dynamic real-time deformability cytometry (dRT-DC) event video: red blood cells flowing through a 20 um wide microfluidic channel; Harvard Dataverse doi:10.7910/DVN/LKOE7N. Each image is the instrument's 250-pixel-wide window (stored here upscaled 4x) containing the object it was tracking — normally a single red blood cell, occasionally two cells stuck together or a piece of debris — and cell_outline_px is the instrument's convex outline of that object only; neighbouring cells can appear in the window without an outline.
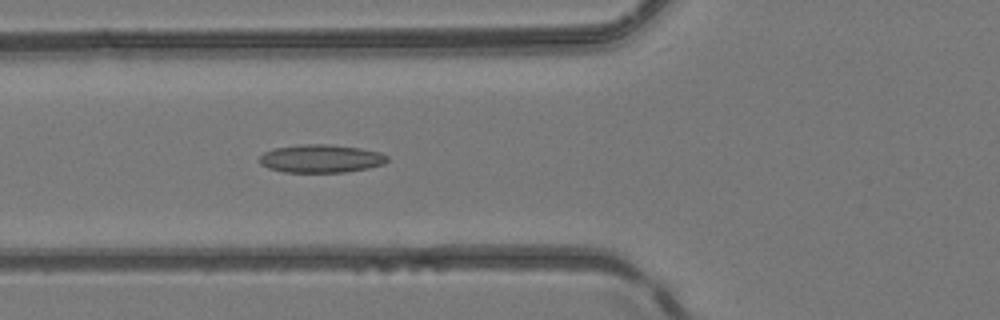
{"species": "common noctule bat (a hibernating species)", "species_latin": "Nyctalus noctula", "temperature_condition": "room temperature", "stored_images_in_passage": 47, "camera_frame_rate_fps": 3000, "um_per_image_px": 0.085, "animal": {"sex": "female", "body_mass_g": 24.6, "forearm_length_mm": 56.2}, "frame": {"image": 1, "passage_image": 16, "time_ms": 5.0, "image_size_px": [1000, 320], "cell_outline_px": [[388, 160], [384, 164], [368, 168], [344, 172], [284, 172], [268, 168], [260, 164], [256, 160], [264, 152], [272, 148], [300, 144], [328, 144], [360, 148], [380, 152], [388, 156]], "centroid_in_image_um": [27.24, 13.47], "position_along_channel_um": 98.6, "area_um2": 21.15}}
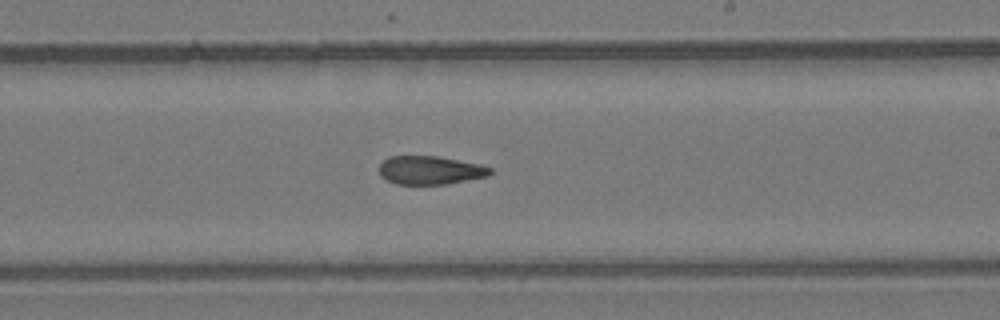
{"frame": {"image": 2, "passage_image": 27, "time_ms": 8.667, "image_size_px": [1000, 320], "cell_outline_px": [[492, 172], [488, 176], [448, 184], [396, 184], [384, 180], [380, 176], [380, 164], [388, 156], [436, 156], [480, 164], [492, 168]], "centroid_in_image_um": [36.55, 14.47], "position_along_channel_um": 252.5, "area_um2": 18.5}}
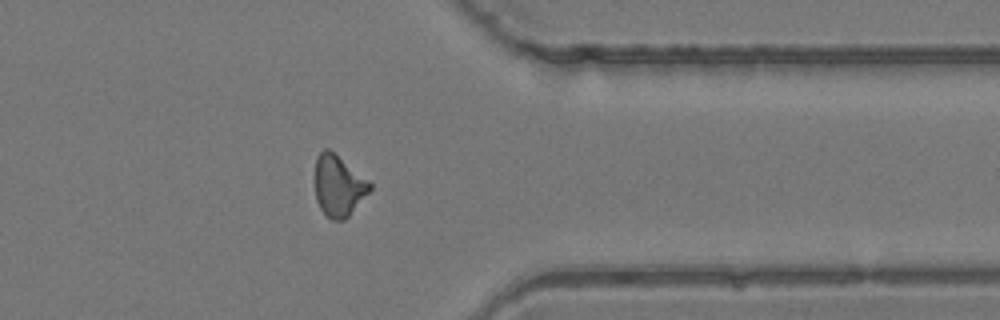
{"frame": {"image": 3, "passage_image": 37, "time_ms": 12.0, "image_size_px": [1000, 320], "cell_outline_px": [[372, 188], [348, 216], [344, 220], [332, 220], [320, 208], [316, 200], [316, 156], [324, 148], [328, 148], [368, 180], [372, 184]], "centroid_in_image_um": [28.77, 15.79], "position_along_channel_um": 382.6, "area_um2": 19.13}, "authors_computed_cell_mechanics": {"area_um2": 19.652, "velocity_mm_per_s": 4.183, "shape_relaxation_time_tau1_ms": null, "shape_relaxation_time_tau2_ms": 3.6902, "deformation_change_tau1": null, "deformation_change_tau2": 0.1236}}